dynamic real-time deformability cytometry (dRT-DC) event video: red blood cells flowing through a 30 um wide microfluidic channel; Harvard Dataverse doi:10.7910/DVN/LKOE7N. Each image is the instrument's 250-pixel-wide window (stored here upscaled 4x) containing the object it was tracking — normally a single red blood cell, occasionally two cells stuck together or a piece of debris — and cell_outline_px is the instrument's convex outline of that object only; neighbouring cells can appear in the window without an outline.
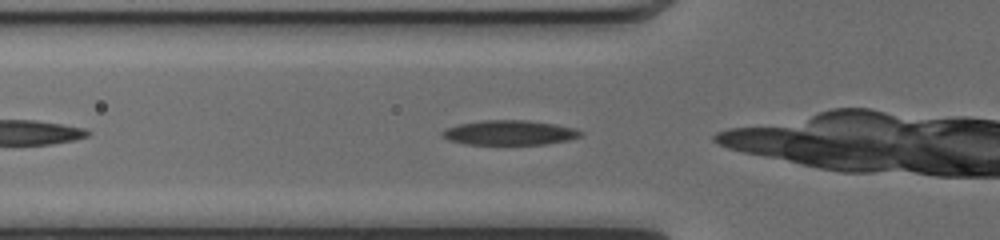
{"species": "common noctule bat (a hibernating species)", "species_latin": "Nyctalus noctula", "temperature_condition": "cold", "stored_images_in_passage": 40, "camera_frame_rate_fps": 3000, "um_per_image_px": 0.085, "animal": {"sex": "female", "body_mass_g": 17.0, "forearm_length_mm": 48.0}, "frame": {"image": 1, "passage_image": 6, "time_ms": 1.667, "image_size_px": [1000, 240], "cell_outline_px": [[584, 132], [580, 136], [568, 140], [548, 144], [464, 144], [448, 140], [440, 136], [440, 132], [444, 128], [460, 124], [484, 120], [524, 120], [556, 124], [576, 128]], "centroid_in_image_um": [43.29, 11.28], "position_along_channel_um": 82.5, "area_um2": 20.06}}
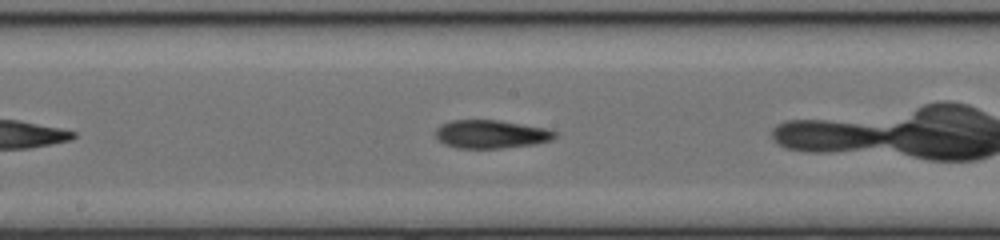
{"frame": {"image": 2, "passage_image": 15, "time_ms": 4.667, "image_size_px": [1000, 240], "cell_outline_px": [[556, 136], [552, 140], [536, 144], [504, 148], [456, 148], [444, 144], [436, 136], [436, 128], [440, 124], [452, 120], [496, 120], [544, 128], [556, 132]], "centroid_in_image_um": [41.72, 11.41], "position_along_channel_um": 206.5, "area_um2": 19.59}}
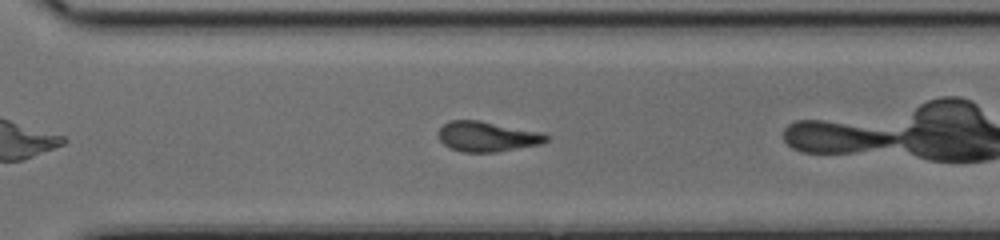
{"frame": {"image": 3, "passage_image": 24, "time_ms": 7.667, "image_size_px": [1000, 240], "cell_outline_px": [[548, 140], [540, 144], [496, 152], [460, 152], [448, 148], [440, 140], [436, 132], [444, 124], [452, 120], [480, 120], [544, 132], [548, 136]], "centroid_in_image_um": [41.4, 11.6], "position_along_channel_um": 329.2, "area_um2": 19.19}, "authors_computed_cell_mechanics": {"area_um2": 19.941, "velocity_mm_per_s": 4.1019, "shape_relaxation_time_tau1_ms": 8.9225, "shape_relaxation_time_tau2_ms": 3.4272, "deformation_change_tau1": 0.2204, "deformation_change_tau2": 0.1137}}